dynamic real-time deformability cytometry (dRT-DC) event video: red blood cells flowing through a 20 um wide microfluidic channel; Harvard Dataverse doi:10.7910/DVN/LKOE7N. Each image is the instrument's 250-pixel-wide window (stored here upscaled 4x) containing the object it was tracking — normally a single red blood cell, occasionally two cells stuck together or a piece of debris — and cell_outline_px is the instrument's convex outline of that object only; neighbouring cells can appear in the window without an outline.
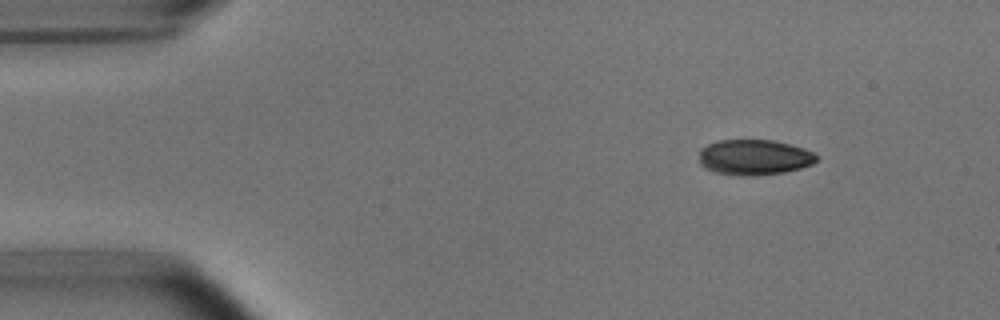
{"species": "common noctule bat (a hibernating species)", "species_latin": "Nyctalus noctula", "temperature_condition": "room temperature", "stored_images_in_passage": 3, "camera_frame_rate_fps": 3000, "um_per_image_px": 0.085, "animal": {"sex": "male", "body_mass_g": 15.6}, "frame": {"image": 1, "passage_image": 1, "time_ms": 0.0, "image_size_px": [1000, 320], "cell_outline_px": [[816, 160], [812, 164], [800, 168], [784, 172], [756, 176], [740, 176], [712, 172], [704, 168], [700, 164], [700, 148], [708, 144], [720, 140], [772, 140], [804, 148], [812, 152], [816, 156]], "centroid_in_image_um": [64.06, 13.38], "position_along_channel_um": 20.9, "area_um2": 24.33}}